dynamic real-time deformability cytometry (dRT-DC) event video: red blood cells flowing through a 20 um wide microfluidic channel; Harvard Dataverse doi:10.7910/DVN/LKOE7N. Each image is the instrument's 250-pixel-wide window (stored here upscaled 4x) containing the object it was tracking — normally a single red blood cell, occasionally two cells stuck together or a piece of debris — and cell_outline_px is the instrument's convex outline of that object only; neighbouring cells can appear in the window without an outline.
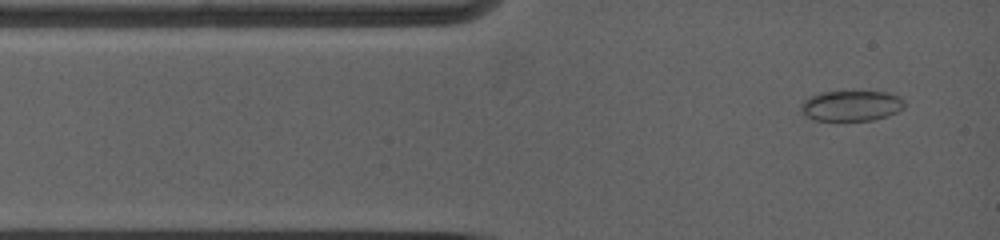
{"species": "common noctule bat (a hibernating species)", "species_latin": "Nyctalus noctula", "temperature_condition": "warm", "stored_images_in_passage": 33, "camera_frame_rate_fps": 5000, "um_per_image_px": 0.085, "animal": {"sex": "female", "body_mass_g": 19.0, "forearm_length_mm": 53.3}, "frame": {"image": 1, "passage_image": 2, "time_ms": 0.4, "image_size_px": [1000, 240], "cell_outline_px": [[904, 104], [896, 112], [884, 116], [868, 120], [816, 120], [808, 116], [804, 112], [804, 100], [812, 96], [824, 92], [884, 92], [896, 96]], "centroid_in_image_um": [72.35, 8.99], "position_along_channel_um": 12.7, "area_um2": 17.34}}
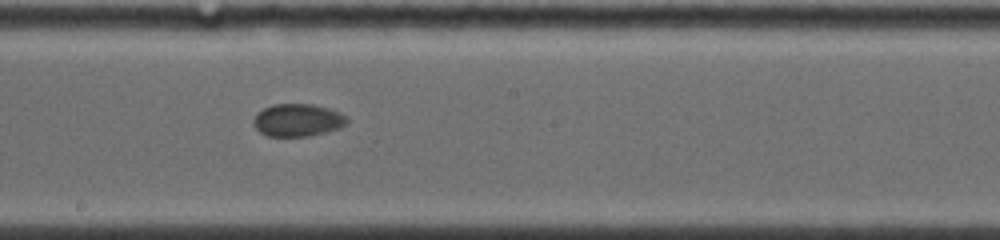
{"frame": {"image": 2, "passage_image": 16, "time_ms": 6.8, "image_size_px": [1000, 240], "cell_outline_px": [[348, 120], [344, 124], [336, 128], [304, 136], [268, 136], [260, 132], [256, 128], [256, 116], [264, 108], [272, 104], [312, 104], [328, 108], [344, 116]], "centroid_in_image_um": [25.26, 10.19], "position_along_channel_um": 222.9, "area_um2": 16.94}}
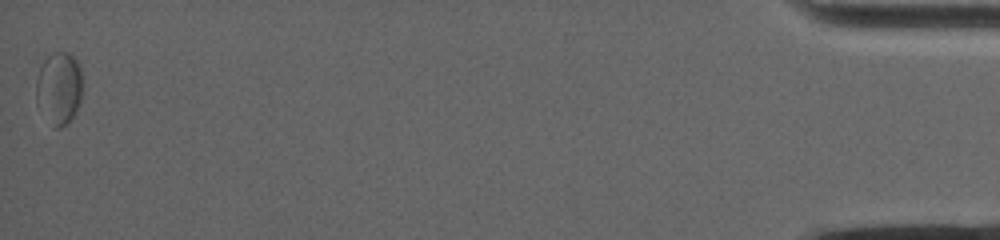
{"frame": {"image": 3, "passage_image": 33, "time_ms": 16.4, "image_size_px": [1000, 240], "cell_outline_px": [[80, 100], [76, 112], [68, 124], [60, 128], [56, 128], [36, 100], [36, 80], [40, 68], [44, 60], [52, 52], [68, 52], [80, 64]], "centroid_in_image_um": [5.02, 7.45], "position_along_channel_um": 430.2, "area_um2": 19.07}, "authors_computed_cell_mechanics": {"area_um2": 17.2822, "velocity_mm_per_s": 3.8065, "shape_relaxation_time_tau1_ms": 2.0998, "shape_relaxation_time_tau2_ms": null, "deformation_change_tau1": 0.0493, "deformation_change_tau2": null}}